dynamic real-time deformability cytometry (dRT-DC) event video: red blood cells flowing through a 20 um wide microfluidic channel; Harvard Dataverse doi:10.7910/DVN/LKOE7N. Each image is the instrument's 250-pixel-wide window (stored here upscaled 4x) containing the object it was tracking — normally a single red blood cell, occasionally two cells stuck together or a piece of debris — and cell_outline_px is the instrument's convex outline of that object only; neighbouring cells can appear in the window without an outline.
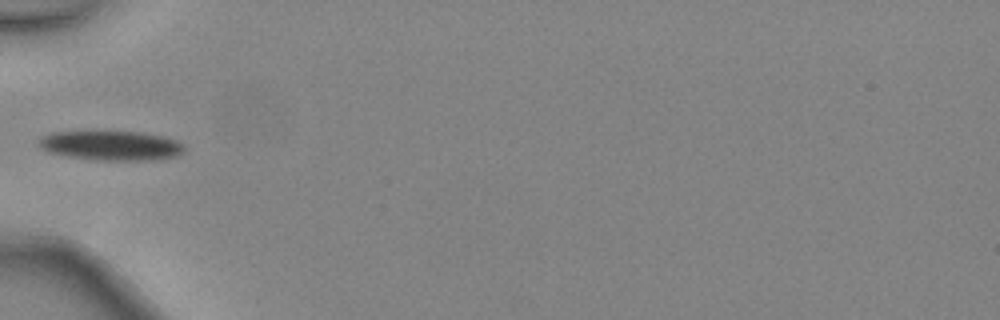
{"species": "common noctule bat (a hibernating species)", "species_latin": "Nyctalus noctula", "temperature_condition": "warm", "stored_images_in_passage": 5, "camera_frame_rate_fps": 3000, "um_per_image_px": 0.085, "animal": {"sex": "female", "body_mass_g": 24.6, "forearm_length_mm": 56.2}, "frame": {"image": 1, "passage_image": 5, "time_ms": 1.333, "image_size_px": [1000, 320], "cell_outline_px": [[184, 152], [176, 156], [156, 160], [92, 160], [64, 156], [48, 152], [40, 148], [36, 144], [36, 140], [40, 136], [52, 132], [140, 132], [164, 136], [176, 140], [184, 144]], "centroid_in_image_um": [9.4, 12.38], "position_along_channel_um": 75.6, "area_um2": 25.43}}